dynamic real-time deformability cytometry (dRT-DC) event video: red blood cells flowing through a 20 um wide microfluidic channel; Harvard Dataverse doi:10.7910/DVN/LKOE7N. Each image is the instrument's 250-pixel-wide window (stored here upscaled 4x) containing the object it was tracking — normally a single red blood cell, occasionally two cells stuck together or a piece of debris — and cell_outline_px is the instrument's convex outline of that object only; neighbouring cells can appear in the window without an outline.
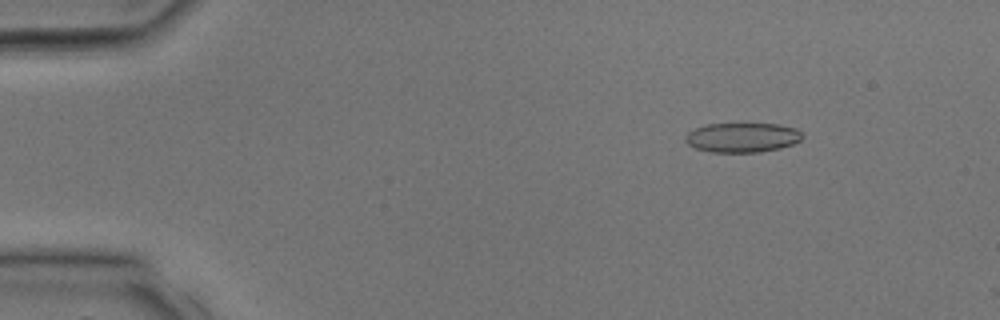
{"species": "common noctule bat (a hibernating species)", "species_latin": "Nyctalus noctula", "temperature_condition": "room temperature", "stored_images_in_passage": 9, "camera_frame_rate_fps": 3000, "um_per_image_px": 0.085, "animal": {"sex": "male", "body_mass_g": 17.9, "forearm_length_mm": 54.2}, "frame": {"image": 1, "passage_image": 1, "time_ms": 0.0, "image_size_px": [1000, 320], "cell_outline_px": [[804, 136], [800, 140], [792, 144], [780, 148], [760, 152], [712, 152], [696, 148], [688, 144], [684, 140], [684, 136], [688, 132], [704, 124], [780, 124], [796, 128]], "centroid_in_image_um": [63.09, 11.68], "position_along_channel_um": 21.9, "area_um2": 20.17}}
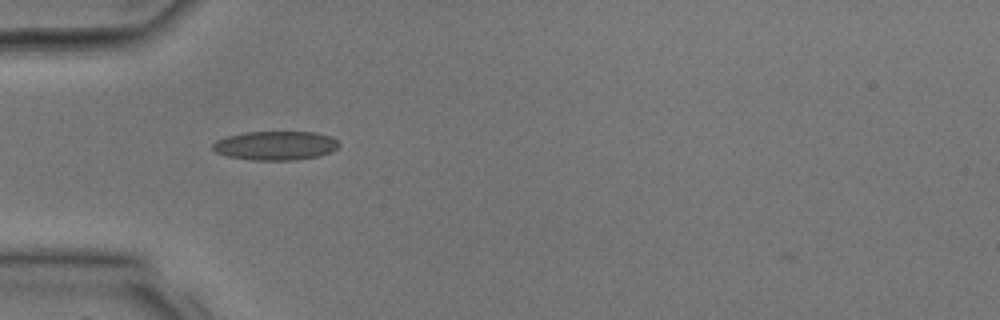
{"frame": {"image": 2, "passage_image": 7, "time_ms": 2.0, "image_size_px": [1000, 320], "cell_outline_px": [[340, 144], [332, 152], [320, 156], [296, 160], [252, 160], [228, 156], [216, 152], [212, 148], [212, 144], [216, 140], [228, 136], [244, 132], [316, 132], [332, 136]], "centroid_in_image_um": [23.44, 12.37], "position_along_channel_um": 61.6, "area_um2": 21.44}}